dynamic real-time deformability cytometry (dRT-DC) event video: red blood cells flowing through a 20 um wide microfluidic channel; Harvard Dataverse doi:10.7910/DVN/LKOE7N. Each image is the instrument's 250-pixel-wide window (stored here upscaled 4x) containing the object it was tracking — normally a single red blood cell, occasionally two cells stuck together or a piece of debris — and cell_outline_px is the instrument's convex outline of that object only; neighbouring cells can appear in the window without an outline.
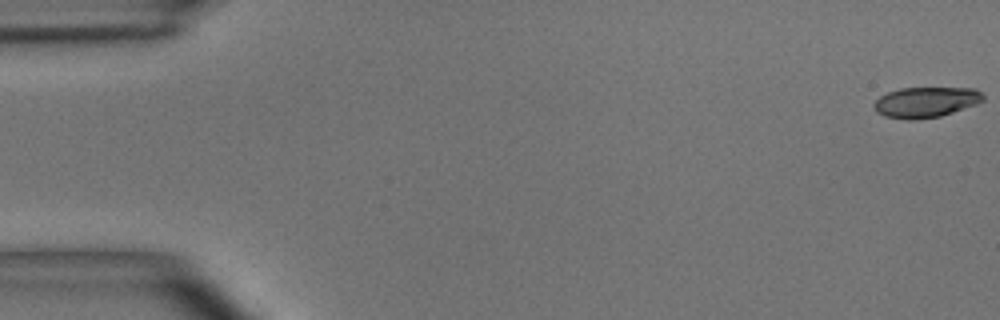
{"species": "common noctule bat (a hibernating species)", "species_latin": "Nyctalus noctula", "temperature_condition": "room temperature", "stored_images_in_passage": 10, "camera_frame_rate_fps": 3000, "um_per_image_px": 0.085, "animal": {"sex": "male", "body_mass_g": 15.6}, "frame": {"image": 1, "passage_image": 1, "time_ms": 0.0, "image_size_px": [1000, 320], "cell_outline_px": [[984, 100], [976, 104], [940, 116], [912, 120], [908, 120], [884, 116], [876, 112], [872, 104], [880, 96], [888, 92], [900, 88], [976, 88], [984, 96]], "centroid_in_image_um": [78.67, 8.68], "position_along_channel_um": 6.3, "area_um2": 19.36}}